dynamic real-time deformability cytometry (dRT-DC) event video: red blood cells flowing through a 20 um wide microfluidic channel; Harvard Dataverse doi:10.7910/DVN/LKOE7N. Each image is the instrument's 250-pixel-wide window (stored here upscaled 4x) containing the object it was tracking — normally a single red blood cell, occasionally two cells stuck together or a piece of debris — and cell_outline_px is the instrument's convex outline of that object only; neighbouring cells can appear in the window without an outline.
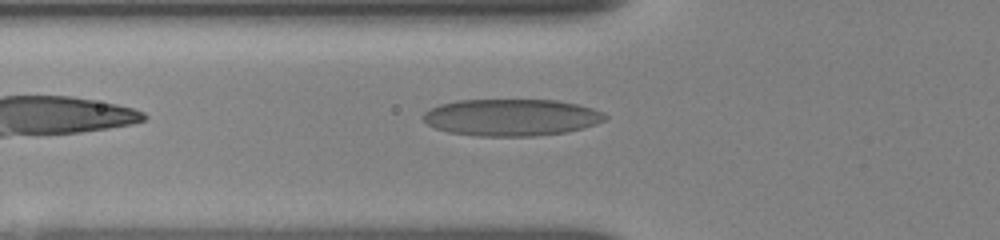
{"species": "human", "species_latin": "Homo sapiens", "temperature_condition": "room temperature", "stored_images_in_passage": 33, "camera_frame_rate_fps": 3000, "um_per_image_px": 0.085, "donor": {"sex": "female"}, "frame": {"image": 1, "passage_image": 5, "time_ms": 1.0, "image_size_px": [1000, 240], "cell_outline_px": [[608, 116], [604, 120], [596, 124], [584, 128], [568, 132], [536, 136], [480, 136], [448, 132], [436, 128], [428, 124], [420, 116], [424, 112], [440, 104], [456, 100], [556, 100], [576, 104], [592, 108], [604, 112]], "centroid_in_image_um": [43.48, 9.98], "position_along_channel_um": 82.3, "area_um2": 39.25}}
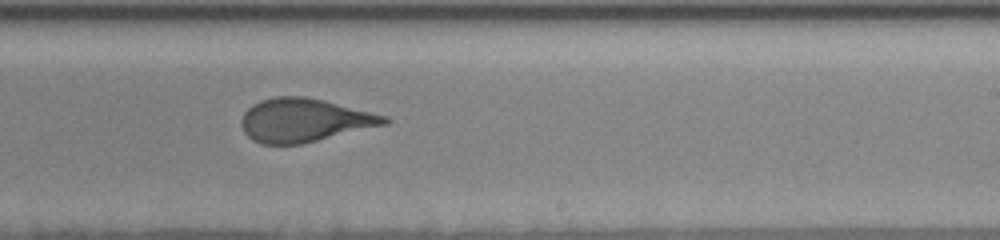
{"frame": {"image": 2, "passage_image": 17, "time_ms": 5.667, "image_size_px": [1000, 240], "cell_outline_px": [[392, 120], [388, 124], [300, 144], [260, 144], [252, 140], [244, 132], [240, 124], [240, 120], [244, 112], [252, 104], [260, 100], [276, 96], [304, 96], [324, 100], [388, 116]], "centroid_in_image_um": [25.85, 10.21], "position_along_channel_um": 263.1, "area_um2": 36.36}}
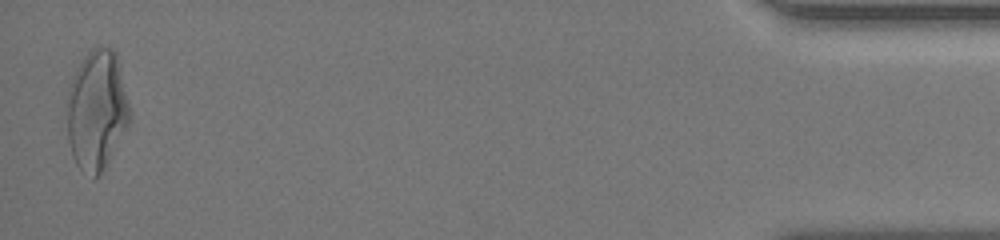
{"frame": {"image": 3, "passage_image": 31, "time_ms": 12.0, "image_size_px": [1000, 240], "cell_outline_px": [[132, 120], [104, 168], [92, 180], [76, 164], [72, 156], [68, 140], [64, 104], [68, 88], [72, 76], [84, 56], [92, 48], [100, 44], [112, 48], [116, 52]], "centroid_in_image_um": [8.18, 9.35], "position_along_channel_um": 427.0, "area_um2": 44.62}, "authors_computed_cell_mechanics": {"area_um2": 37.1076, "velocity_mm_per_s": 3.8675, "shape_relaxation_time_tau1_ms": 5.1496, "shape_relaxation_time_tau2_ms": 1.1565, "deformation_change_tau1": 0.1945, "deformation_change_tau2": 0.0903}}